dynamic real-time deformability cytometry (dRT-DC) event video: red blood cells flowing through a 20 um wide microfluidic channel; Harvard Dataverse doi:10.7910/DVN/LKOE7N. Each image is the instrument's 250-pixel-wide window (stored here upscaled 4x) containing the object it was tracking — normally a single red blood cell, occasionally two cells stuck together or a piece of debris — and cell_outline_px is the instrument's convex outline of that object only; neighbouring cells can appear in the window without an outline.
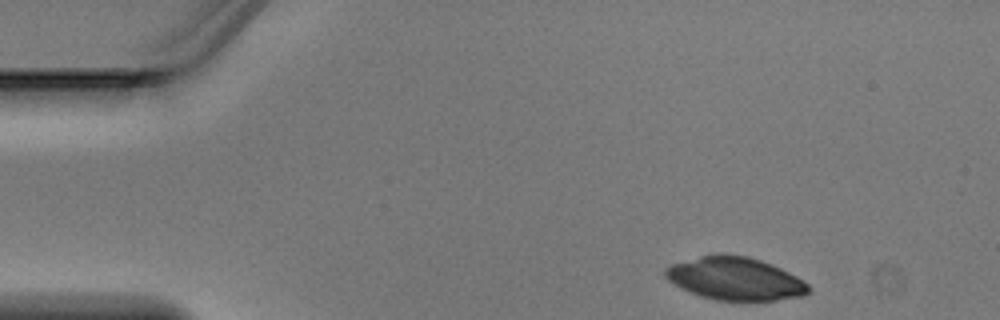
{"species": "Egyptian fruit bat (a non-hibernating species)", "species_latin": "Rousettus aegyptiacus", "temperature_condition": "warm", "stored_images_in_passage": 3, "camera_frame_rate_fps": 3000, "um_per_image_px": 0.085, "animal": {"sex": "male"}, "frame": {"image": 1, "passage_image": 1, "time_ms": 0.0, "image_size_px": [1000, 320], "cell_outline_px": [[812, 288], [804, 296], [776, 300], [716, 300], [700, 296], [668, 280], [664, 276], [664, 268], [672, 264], [700, 256], [716, 252], [720, 252], [748, 256], [772, 264], [796, 276], [808, 284]], "centroid_in_image_um": [62.5, 23.66], "position_along_channel_um": 22.5, "area_um2": 35.84}}